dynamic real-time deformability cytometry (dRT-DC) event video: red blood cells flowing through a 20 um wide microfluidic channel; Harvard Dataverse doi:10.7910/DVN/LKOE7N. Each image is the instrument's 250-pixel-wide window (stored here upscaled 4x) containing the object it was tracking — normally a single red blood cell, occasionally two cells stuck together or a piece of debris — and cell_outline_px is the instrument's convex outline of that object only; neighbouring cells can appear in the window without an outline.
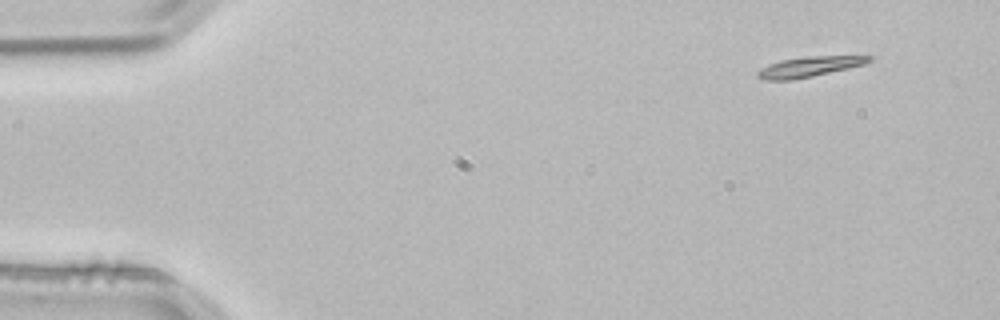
{"species": "common noctule bat (a hibernating species)", "species_latin": "Nyctalus noctula", "temperature_condition": "room temperature", "stored_images_in_passage": 4, "camera_frame_rate_fps": 3000, "um_per_image_px": 0.085, "animal": {"sex": "male", "body_mass_g": 21.5, "forearm_length_mm": 52.0}, "frame": {"image": 1, "passage_image": 1, "time_ms": 0.0, "image_size_px": [1000, 320], "cell_outline_px": [[872, 60], [864, 64], [848, 68], [812, 76], [792, 80], [764, 80], [756, 76], [756, 72], [768, 64], [780, 60], [804, 56], [872, 56]], "centroid_in_image_um": [68.73, 5.67], "position_along_channel_um": 16.3, "area_um2": 13.06}}
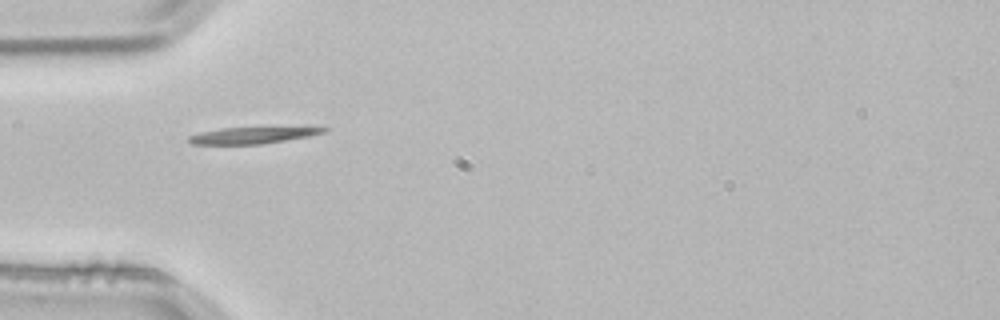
{"frame": {"image": 2, "passage_image": 3, "time_ms": 0.667, "image_size_px": [1000, 320], "cell_outline_px": [[332, 128], [324, 132], [308, 136], [260, 144], [192, 144], [188, 140], [188, 136], [200, 132], [220, 128], [264, 124], [308, 124]], "centroid_in_image_um": [21.72, 11.39], "position_along_channel_um": 63.3, "area_um2": 14.68}}